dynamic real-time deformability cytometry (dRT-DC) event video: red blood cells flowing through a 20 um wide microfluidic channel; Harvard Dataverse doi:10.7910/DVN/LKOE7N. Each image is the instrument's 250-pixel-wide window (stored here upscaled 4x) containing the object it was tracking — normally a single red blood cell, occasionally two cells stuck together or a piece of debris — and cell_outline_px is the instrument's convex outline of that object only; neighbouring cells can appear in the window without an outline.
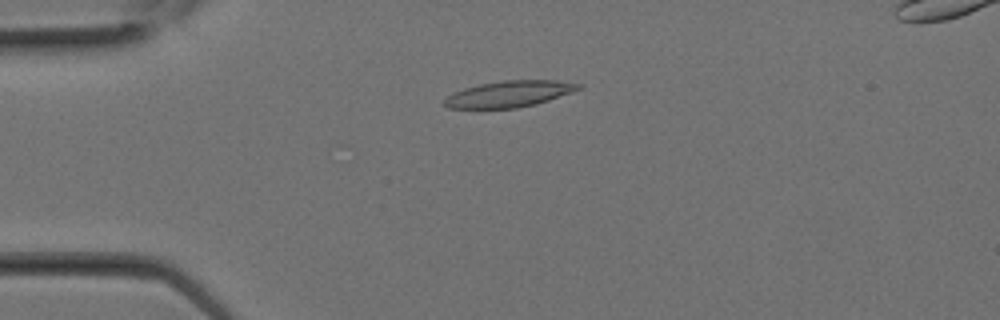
{"species": "Egyptian fruit bat (a non-hibernating species)", "species_latin": "Rousettus aegyptiacus", "temperature_condition": "room temperature", "stored_images_in_passage": 11, "camera_frame_rate_fps": 3000, "um_per_image_px": 0.085, "animal": {"sex": "female"}, "frame": {"image": 1, "passage_image": 7, "time_ms": 2.0, "image_size_px": [1000, 320], "cell_outline_px": [[580, 88], [572, 92], [536, 104], [516, 108], [448, 108], [444, 104], [444, 100], [452, 92], [464, 88], [480, 84], [504, 80], [556, 80], [580, 84]], "centroid_in_image_um": [43.25, 7.98], "position_along_channel_um": 41.7, "area_um2": 20.35}}
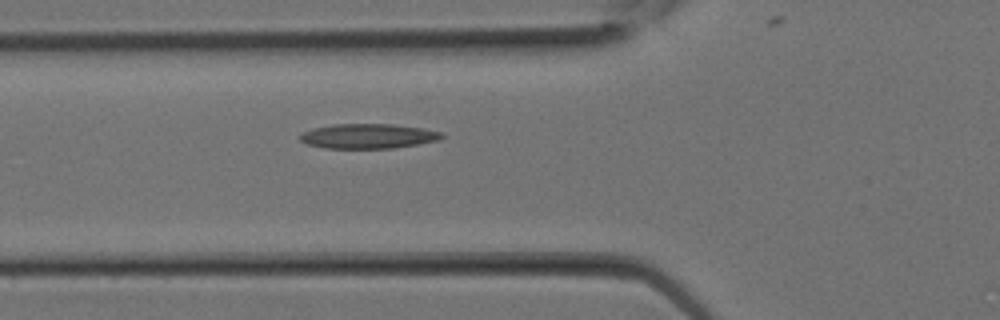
{"frame": {"image": 2, "passage_image": 10, "time_ms": 3.0, "image_size_px": [1000, 320], "cell_outline_px": [[444, 136], [440, 140], [392, 148], [324, 148], [308, 144], [300, 140], [300, 136], [304, 132], [312, 128], [332, 124], [392, 124], [424, 128], [440, 132]], "centroid_in_image_um": [31.29, 11.56], "position_along_channel_um": 94.5, "area_um2": 20.35}}